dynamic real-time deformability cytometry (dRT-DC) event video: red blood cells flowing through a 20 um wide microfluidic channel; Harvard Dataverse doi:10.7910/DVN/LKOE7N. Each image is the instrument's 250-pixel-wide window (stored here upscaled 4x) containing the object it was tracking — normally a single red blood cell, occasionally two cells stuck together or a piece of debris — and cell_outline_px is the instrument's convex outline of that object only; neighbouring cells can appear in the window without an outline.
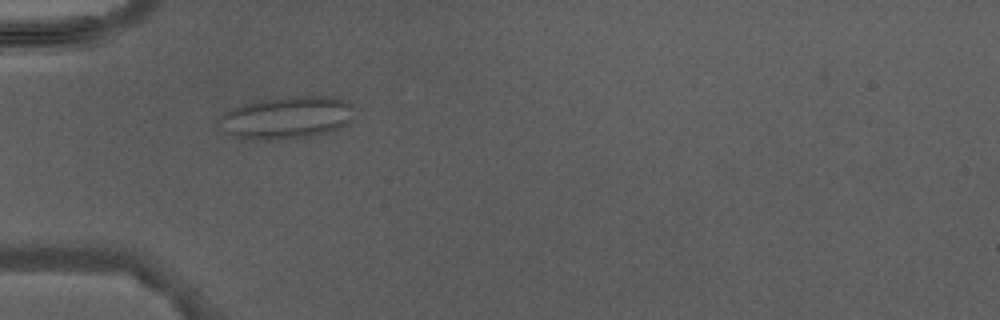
{"species": "Egyptian fruit bat (a non-hibernating species)", "species_latin": "Rousettus aegyptiacus", "temperature_condition": "warm", "stored_images_in_passage": 5, "camera_frame_rate_fps": 3000, "um_per_image_px": 0.085, "animal": {"sex": "male"}, "frame": {"image": 1, "passage_image": 4, "time_ms": 3.667, "image_size_px": [1000, 320], "cell_outline_px": [[352, 104], [348, 124], [340, 128], [328, 132], [308, 136], [236, 136], [228, 132], [216, 120], [232, 108], [244, 104], [260, 100], [296, 96], [332, 96], [348, 100]], "centroid_in_image_um": [24.46, 9.92], "position_along_channel_um": 60.5, "area_um2": 31.73}}